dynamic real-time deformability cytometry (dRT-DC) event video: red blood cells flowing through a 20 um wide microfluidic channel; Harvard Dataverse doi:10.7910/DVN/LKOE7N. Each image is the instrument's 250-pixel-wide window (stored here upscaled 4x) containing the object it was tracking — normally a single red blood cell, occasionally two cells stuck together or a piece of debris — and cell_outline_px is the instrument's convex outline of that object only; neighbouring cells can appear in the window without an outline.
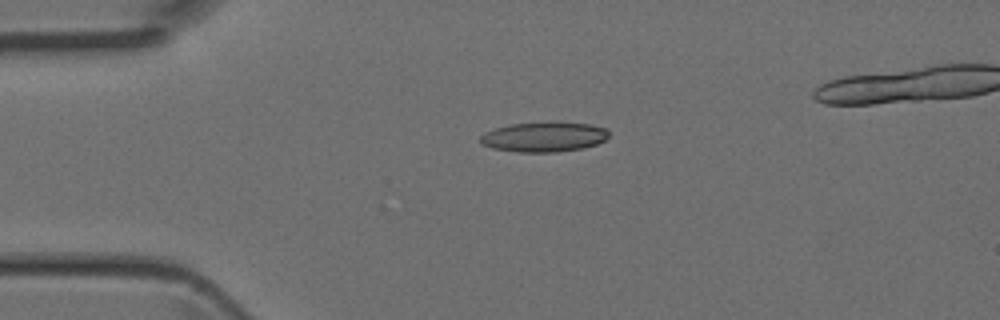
{"species": "Egyptian fruit bat (a non-hibernating species)", "species_latin": "Rousettus aegyptiacus", "temperature_condition": "room temperature", "stored_images_in_passage": 3, "camera_frame_rate_fps": 3000, "um_per_image_px": 0.085, "animal": {"sex": "female"}, "frame": {"image": 1, "passage_image": 1, "time_ms": 0.0, "image_size_px": [1000, 320], "cell_outline_px": [[608, 136], [604, 140], [596, 144], [580, 148], [556, 152], [516, 152], [492, 148], [480, 144], [480, 136], [484, 132], [496, 128], [512, 124], [556, 120], [588, 124], [608, 128]], "centroid_in_image_um": [46.22, 11.61], "position_along_channel_um": 38.8, "area_um2": 22.77}}